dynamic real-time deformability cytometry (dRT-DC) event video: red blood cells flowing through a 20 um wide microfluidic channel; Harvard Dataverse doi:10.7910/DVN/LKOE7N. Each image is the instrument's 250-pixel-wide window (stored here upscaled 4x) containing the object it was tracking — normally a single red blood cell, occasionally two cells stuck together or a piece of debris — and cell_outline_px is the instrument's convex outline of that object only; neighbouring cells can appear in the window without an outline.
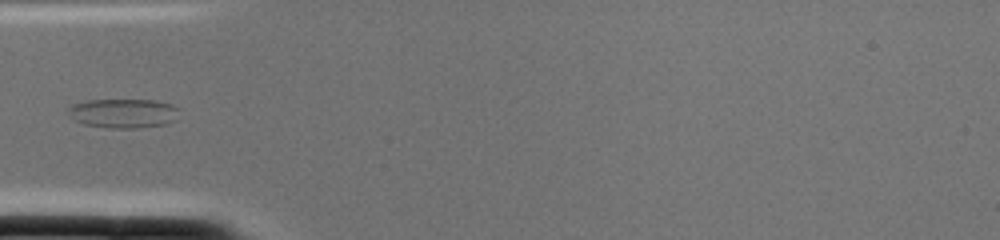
{"species": "common noctule bat (a hibernating species)", "species_latin": "Nyctalus noctula", "temperature_condition": "cold", "stored_images_in_passage": 2, "camera_frame_rate_fps": 3000, "um_per_image_px": 0.085, "animal": {"sex": "female", "body_mass_g": 22.0, "forearm_length_mm": 56.7}, "frame": {"image": 1, "passage_image": 2, "time_ms": 0.333, "image_size_px": [1000, 240], "cell_outline_px": [[180, 108], [176, 120], [164, 124], [140, 128], [108, 128], [84, 124], [76, 120], [64, 108], [72, 104], [88, 100], [152, 100], [172, 104]], "centroid_in_image_um": [10.49, 9.62], "position_along_channel_um": 74.5, "area_um2": 19.07}}